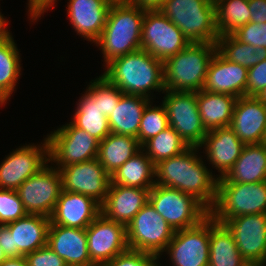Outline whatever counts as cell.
Returning a JSON list of instances; mask_svg holds the SVG:
<instances>
[{
  "label": "cell",
  "instance_id": "obj_1",
  "mask_svg": "<svg viewBox=\"0 0 266 266\" xmlns=\"http://www.w3.org/2000/svg\"><path fill=\"white\" fill-rule=\"evenodd\" d=\"M199 148L189 146L179 155L155 164V184L190 194L210 211L217 200L218 177H213L197 156Z\"/></svg>",
  "mask_w": 266,
  "mask_h": 266
},
{
  "label": "cell",
  "instance_id": "obj_2",
  "mask_svg": "<svg viewBox=\"0 0 266 266\" xmlns=\"http://www.w3.org/2000/svg\"><path fill=\"white\" fill-rule=\"evenodd\" d=\"M103 76L127 95L151 99V90L165 91L163 61L144 49L111 61L106 65Z\"/></svg>",
  "mask_w": 266,
  "mask_h": 266
},
{
  "label": "cell",
  "instance_id": "obj_3",
  "mask_svg": "<svg viewBox=\"0 0 266 266\" xmlns=\"http://www.w3.org/2000/svg\"><path fill=\"white\" fill-rule=\"evenodd\" d=\"M144 15L145 10L127 1L112 3L105 27L94 42L102 49L106 65L128 53L142 49L141 31Z\"/></svg>",
  "mask_w": 266,
  "mask_h": 266
},
{
  "label": "cell",
  "instance_id": "obj_4",
  "mask_svg": "<svg viewBox=\"0 0 266 266\" xmlns=\"http://www.w3.org/2000/svg\"><path fill=\"white\" fill-rule=\"evenodd\" d=\"M217 51L216 43H190L163 62L165 90H202L209 63Z\"/></svg>",
  "mask_w": 266,
  "mask_h": 266
},
{
  "label": "cell",
  "instance_id": "obj_5",
  "mask_svg": "<svg viewBox=\"0 0 266 266\" xmlns=\"http://www.w3.org/2000/svg\"><path fill=\"white\" fill-rule=\"evenodd\" d=\"M159 11L172 21L190 43H216L214 0H165Z\"/></svg>",
  "mask_w": 266,
  "mask_h": 266
},
{
  "label": "cell",
  "instance_id": "obj_6",
  "mask_svg": "<svg viewBox=\"0 0 266 266\" xmlns=\"http://www.w3.org/2000/svg\"><path fill=\"white\" fill-rule=\"evenodd\" d=\"M266 213V181L218 183L217 200L210 215L219 223L242 215Z\"/></svg>",
  "mask_w": 266,
  "mask_h": 266
},
{
  "label": "cell",
  "instance_id": "obj_7",
  "mask_svg": "<svg viewBox=\"0 0 266 266\" xmlns=\"http://www.w3.org/2000/svg\"><path fill=\"white\" fill-rule=\"evenodd\" d=\"M149 202L174 231L196 226L210 214L192 195L158 184L150 189Z\"/></svg>",
  "mask_w": 266,
  "mask_h": 266
},
{
  "label": "cell",
  "instance_id": "obj_8",
  "mask_svg": "<svg viewBox=\"0 0 266 266\" xmlns=\"http://www.w3.org/2000/svg\"><path fill=\"white\" fill-rule=\"evenodd\" d=\"M128 248L162 255L175 231L147 202L126 227Z\"/></svg>",
  "mask_w": 266,
  "mask_h": 266
},
{
  "label": "cell",
  "instance_id": "obj_9",
  "mask_svg": "<svg viewBox=\"0 0 266 266\" xmlns=\"http://www.w3.org/2000/svg\"><path fill=\"white\" fill-rule=\"evenodd\" d=\"M49 161L63 168L70 164L96 159L100 141L72 122L47 135Z\"/></svg>",
  "mask_w": 266,
  "mask_h": 266
},
{
  "label": "cell",
  "instance_id": "obj_10",
  "mask_svg": "<svg viewBox=\"0 0 266 266\" xmlns=\"http://www.w3.org/2000/svg\"><path fill=\"white\" fill-rule=\"evenodd\" d=\"M50 218L27 214L6 225H0V246L6 257H21L47 245Z\"/></svg>",
  "mask_w": 266,
  "mask_h": 266
},
{
  "label": "cell",
  "instance_id": "obj_11",
  "mask_svg": "<svg viewBox=\"0 0 266 266\" xmlns=\"http://www.w3.org/2000/svg\"><path fill=\"white\" fill-rule=\"evenodd\" d=\"M162 104L168 123L188 146L200 147L208 131L204 127L197 105L196 92L165 90Z\"/></svg>",
  "mask_w": 266,
  "mask_h": 266
},
{
  "label": "cell",
  "instance_id": "obj_12",
  "mask_svg": "<svg viewBox=\"0 0 266 266\" xmlns=\"http://www.w3.org/2000/svg\"><path fill=\"white\" fill-rule=\"evenodd\" d=\"M189 44L183 32L159 10L145 11L141 31L142 49L164 62Z\"/></svg>",
  "mask_w": 266,
  "mask_h": 266
},
{
  "label": "cell",
  "instance_id": "obj_13",
  "mask_svg": "<svg viewBox=\"0 0 266 266\" xmlns=\"http://www.w3.org/2000/svg\"><path fill=\"white\" fill-rule=\"evenodd\" d=\"M52 167L46 164L16 190L28 214L52 215L63 190L60 172Z\"/></svg>",
  "mask_w": 266,
  "mask_h": 266
},
{
  "label": "cell",
  "instance_id": "obj_14",
  "mask_svg": "<svg viewBox=\"0 0 266 266\" xmlns=\"http://www.w3.org/2000/svg\"><path fill=\"white\" fill-rule=\"evenodd\" d=\"M164 252L173 266H209L210 214L196 226L175 231Z\"/></svg>",
  "mask_w": 266,
  "mask_h": 266
},
{
  "label": "cell",
  "instance_id": "obj_15",
  "mask_svg": "<svg viewBox=\"0 0 266 266\" xmlns=\"http://www.w3.org/2000/svg\"><path fill=\"white\" fill-rule=\"evenodd\" d=\"M86 235L90 260L95 266H105L129 249L126 226L107 219L102 213L86 228Z\"/></svg>",
  "mask_w": 266,
  "mask_h": 266
},
{
  "label": "cell",
  "instance_id": "obj_16",
  "mask_svg": "<svg viewBox=\"0 0 266 266\" xmlns=\"http://www.w3.org/2000/svg\"><path fill=\"white\" fill-rule=\"evenodd\" d=\"M250 266L266 264V213L242 215L223 223Z\"/></svg>",
  "mask_w": 266,
  "mask_h": 266
},
{
  "label": "cell",
  "instance_id": "obj_17",
  "mask_svg": "<svg viewBox=\"0 0 266 266\" xmlns=\"http://www.w3.org/2000/svg\"><path fill=\"white\" fill-rule=\"evenodd\" d=\"M49 161L47 138L43 144H30L13 150L0 164V189L17 190L29 177L35 175Z\"/></svg>",
  "mask_w": 266,
  "mask_h": 266
},
{
  "label": "cell",
  "instance_id": "obj_18",
  "mask_svg": "<svg viewBox=\"0 0 266 266\" xmlns=\"http://www.w3.org/2000/svg\"><path fill=\"white\" fill-rule=\"evenodd\" d=\"M57 169L61 175L64 191L91 197L100 205L104 203L111 184V176L97 158Z\"/></svg>",
  "mask_w": 266,
  "mask_h": 266
},
{
  "label": "cell",
  "instance_id": "obj_19",
  "mask_svg": "<svg viewBox=\"0 0 266 266\" xmlns=\"http://www.w3.org/2000/svg\"><path fill=\"white\" fill-rule=\"evenodd\" d=\"M247 77V68L228 61L216 51L209 63L202 90L243 97L246 96Z\"/></svg>",
  "mask_w": 266,
  "mask_h": 266
},
{
  "label": "cell",
  "instance_id": "obj_20",
  "mask_svg": "<svg viewBox=\"0 0 266 266\" xmlns=\"http://www.w3.org/2000/svg\"><path fill=\"white\" fill-rule=\"evenodd\" d=\"M230 127L245 145L263 143L266 134V105L257 97L237 98Z\"/></svg>",
  "mask_w": 266,
  "mask_h": 266
},
{
  "label": "cell",
  "instance_id": "obj_21",
  "mask_svg": "<svg viewBox=\"0 0 266 266\" xmlns=\"http://www.w3.org/2000/svg\"><path fill=\"white\" fill-rule=\"evenodd\" d=\"M100 213L101 205L93 198L62 190L50 216V222L65 227L86 229Z\"/></svg>",
  "mask_w": 266,
  "mask_h": 266
},
{
  "label": "cell",
  "instance_id": "obj_22",
  "mask_svg": "<svg viewBox=\"0 0 266 266\" xmlns=\"http://www.w3.org/2000/svg\"><path fill=\"white\" fill-rule=\"evenodd\" d=\"M47 245L67 266H95L88 252L86 229L65 227L50 222Z\"/></svg>",
  "mask_w": 266,
  "mask_h": 266
},
{
  "label": "cell",
  "instance_id": "obj_23",
  "mask_svg": "<svg viewBox=\"0 0 266 266\" xmlns=\"http://www.w3.org/2000/svg\"><path fill=\"white\" fill-rule=\"evenodd\" d=\"M112 0H69L67 14L75 31L95 42L102 33Z\"/></svg>",
  "mask_w": 266,
  "mask_h": 266
},
{
  "label": "cell",
  "instance_id": "obj_24",
  "mask_svg": "<svg viewBox=\"0 0 266 266\" xmlns=\"http://www.w3.org/2000/svg\"><path fill=\"white\" fill-rule=\"evenodd\" d=\"M150 189L110 184L101 213L109 220L127 227L141 208L149 202Z\"/></svg>",
  "mask_w": 266,
  "mask_h": 266
},
{
  "label": "cell",
  "instance_id": "obj_25",
  "mask_svg": "<svg viewBox=\"0 0 266 266\" xmlns=\"http://www.w3.org/2000/svg\"><path fill=\"white\" fill-rule=\"evenodd\" d=\"M244 143L230 127L208 131L200 147H205V154L210 163L220 172L218 179L225 177L240 157Z\"/></svg>",
  "mask_w": 266,
  "mask_h": 266
},
{
  "label": "cell",
  "instance_id": "obj_26",
  "mask_svg": "<svg viewBox=\"0 0 266 266\" xmlns=\"http://www.w3.org/2000/svg\"><path fill=\"white\" fill-rule=\"evenodd\" d=\"M266 181V144L244 145L240 157L218 183H258Z\"/></svg>",
  "mask_w": 266,
  "mask_h": 266
},
{
  "label": "cell",
  "instance_id": "obj_27",
  "mask_svg": "<svg viewBox=\"0 0 266 266\" xmlns=\"http://www.w3.org/2000/svg\"><path fill=\"white\" fill-rule=\"evenodd\" d=\"M151 99L139 95L123 94L108 117L111 133L137 138L143 112Z\"/></svg>",
  "mask_w": 266,
  "mask_h": 266
},
{
  "label": "cell",
  "instance_id": "obj_28",
  "mask_svg": "<svg viewBox=\"0 0 266 266\" xmlns=\"http://www.w3.org/2000/svg\"><path fill=\"white\" fill-rule=\"evenodd\" d=\"M196 98L199 114L207 131L231 125L237 97L200 90L196 92Z\"/></svg>",
  "mask_w": 266,
  "mask_h": 266
},
{
  "label": "cell",
  "instance_id": "obj_29",
  "mask_svg": "<svg viewBox=\"0 0 266 266\" xmlns=\"http://www.w3.org/2000/svg\"><path fill=\"white\" fill-rule=\"evenodd\" d=\"M209 266H250L228 228L210 215Z\"/></svg>",
  "mask_w": 266,
  "mask_h": 266
},
{
  "label": "cell",
  "instance_id": "obj_30",
  "mask_svg": "<svg viewBox=\"0 0 266 266\" xmlns=\"http://www.w3.org/2000/svg\"><path fill=\"white\" fill-rule=\"evenodd\" d=\"M141 149L137 138L110 133L100 141L97 159L105 171L112 176L119 167Z\"/></svg>",
  "mask_w": 266,
  "mask_h": 266
},
{
  "label": "cell",
  "instance_id": "obj_31",
  "mask_svg": "<svg viewBox=\"0 0 266 266\" xmlns=\"http://www.w3.org/2000/svg\"><path fill=\"white\" fill-rule=\"evenodd\" d=\"M155 164L141 149L111 176V184L151 189L155 185Z\"/></svg>",
  "mask_w": 266,
  "mask_h": 266
},
{
  "label": "cell",
  "instance_id": "obj_32",
  "mask_svg": "<svg viewBox=\"0 0 266 266\" xmlns=\"http://www.w3.org/2000/svg\"><path fill=\"white\" fill-rule=\"evenodd\" d=\"M85 92L79 99L71 122L76 127L85 130L92 137L102 141L111 133L108 118L101 112L94 96L88 90Z\"/></svg>",
  "mask_w": 266,
  "mask_h": 266
},
{
  "label": "cell",
  "instance_id": "obj_33",
  "mask_svg": "<svg viewBox=\"0 0 266 266\" xmlns=\"http://www.w3.org/2000/svg\"><path fill=\"white\" fill-rule=\"evenodd\" d=\"M20 54L16 43L10 35L0 41V98L6 103L15 90L20 77Z\"/></svg>",
  "mask_w": 266,
  "mask_h": 266
},
{
  "label": "cell",
  "instance_id": "obj_34",
  "mask_svg": "<svg viewBox=\"0 0 266 266\" xmlns=\"http://www.w3.org/2000/svg\"><path fill=\"white\" fill-rule=\"evenodd\" d=\"M216 47L225 59L247 69L266 59V48L243 43L233 34L220 35Z\"/></svg>",
  "mask_w": 266,
  "mask_h": 266
},
{
  "label": "cell",
  "instance_id": "obj_35",
  "mask_svg": "<svg viewBox=\"0 0 266 266\" xmlns=\"http://www.w3.org/2000/svg\"><path fill=\"white\" fill-rule=\"evenodd\" d=\"M216 29L219 35L232 34L250 22L248 0H214Z\"/></svg>",
  "mask_w": 266,
  "mask_h": 266
},
{
  "label": "cell",
  "instance_id": "obj_36",
  "mask_svg": "<svg viewBox=\"0 0 266 266\" xmlns=\"http://www.w3.org/2000/svg\"><path fill=\"white\" fill-rule=\"evenodd\" d=\"M141 147L152 162L157 164L162 160L179 155L189 146L179 134L169 126L158 135L146 141Z\"/></svg>",
  "mask_w": 266,
  "mask_h": 266
},
{
  "label": "cell",
  "instance_id": "obj_37",
  "mask_svg": "<svg viewBox=\"0 0 266 266\" xmlns=\"http://www.w3.org/2000/svg\"><path fill=\"white\" fill-rule=\"evenodd\" d=\"M148 104L143 112L138 130V142L142 146L150 138L158 135L169 127L165 106H151Z\"/></svg>",
  "mask_w": 266,
  "mask_h": 266
},
{
  "label": "cell",
  "instance_id": "obj_38",
  "mask_svg": "<svg viewBox=\"0 0 266 266\" xmlns=\"http://www.w3.org/2000/svg\"><path fill=\"white\" fill-rule=\"evenodd\" d=\"M92 81L87 90L94 96L95 102H98L103 115L108 118L124 93L103 75Z\"/></svg>",
  "mask_w": 266,
  "mask_h": 266
},
{
  "label": "cell",
  "instance_id": "obj_39",
  "mask_svg": "<svg viewBox=\"0 0 266 266\" xmlns=\"http://www.w3.org/2000/svg\"><path fill=\"white\" fill-rule=\"evenodd\" d=\"M27 214L16 190L0 189V225L14 222Z\"/></svg>",
  "mask_w": 266,
  "mask_h": 266
},
{
  "label": "cell",
  "instance_id": "obj_40",
  "mask_svg": "<svg viewBox=\"0 0 266 266\" xmlns=\"http://www.w3.org/2000/svg\"><path fill=\"white\" fill-rule=\"evenodd\" d=\"M159 257L160 255L128 249L115 256L105 266H158Z\"/></svg>",
  "mask_w": 266,
  "mask_h": 266
},
{
  "label": "cell",
  "instance_id": "obj_41",
  "mask_svg": "<svg viewBox=\"0 0 266 266\" xmlns=\"http://www.w3.org/2000/svg\"><path fill=\"white\" fill-rule=\"evenodd\" d=\"M232 34L243 43L266 48V23L249 22Z\"/></svg>",
  "mask_w": 266,
  "mask_h": 266
},
{
  "label": "cell",
  "instance_id": "obj_42",
  "mask_svg": "<svg viewBox=\"0 0 266 266\" xmlns=\"http://www.w3.org/2000/svg\"><path fill=\"white\" fill-rule=\"evenodd\" d=\"M28 266H67L48 245L25 255Z\"/></svg>",
  "mask_w": 266,
  "mask_h": 266
},
{
  "label": "cell",
  "instance_id": "obj_43",
  "mask_svg": "<svg viewBox=\"0 0 266 266\" xmlns=\"http://www.w3.org/2000/svg\"><path fill=\"white\" fill-rule=\"evenodd\" d=\"M266 87V59L248 69L246 96L256 97Z\"/></svg>",
  "mask_w": 266,
  "mask_h": 266
},
{
  "label": "cell",
  "instance_id": "obj_44",
  "mask_svg": "<svg viewBox=\"0 0 266 266\" xmlns=\"http://www.w3.org/2000/svg\"><path fill=\"white\" fill-rule=\"evenodd\" d=\"M250 22L266 23V0H248Z\"/></svg>",
  "mask_w": 266,
  "mask_h": 266
},
{
  "label": "cell",
  "instance_id": "obj_45",
  "mask_svg": "<svg viewBox=\"0 0 266 266\" xmlns=\"http://www.w3.org/2000/svg\"><path fill=\"white\" fill-rule=\"evenodd\" d=\"M28 13H29V18L31 20L35 21L41 17V15L45 12L48 11L47 9L49 7L54 6L56 0H28Z\"/></svg>",
  "mask_w": 266,
  "mask_h": 266
},
{
  "label": "cell",
  "instance_id": "obj_46",
  "mask_svg": "<svg viewBox=\"0 0 266 266\" xmlns=\"http://www.w3.org/2000/svg\"><path fill=\"white\" fill-rule=\"evenodd\" d=\"M165 0H128L133 6H137L145 11L159 10Z\"/></svg>",
  "mask_w": 266,
  "mask_h": 266
},
{
  "label": "cell",
  "instance_id": "obj_47",
  "mask_svg": "<svg viewBox=\"0 0 266 266\" xmlns=\"http://www.w3.org/2000/svg\"><path fill=\"white\" fill-rule=\"evenodd\" d=\"M0 266H28L25 256L21 257H7L4 259Z\"/></svg>",
  "mask_w": 266,
  "mask_h": 266
},
{
  "label": "cell",
  "instance_id": "obj_48",
  "mask_svg": "<svg viewBox=\"0 0 266 266\" xmlns=\"http://www.w3.org/2000/svg\"><path fill=\"white\" fill-rule=\"evenodd\" d=\"M7 23V19H4L3 15L0 12V41H3L11 35V33L7 30Z\"/></svg>",
  "mask_w": 266,
  "mask_h": 266
},
{
  "label": "cell",
  "instance_id": "obj_49",
  "mask_svg": "<svg viewBox=\"0 0 266 266\" xmlns=\"http://www.w3.org/2000/svg\"><path fill=\"white\" fill-rule=\"evenodd\" d=\"M256 97L266 105V87Z\"/></svg>",
  "mask_w": 266,
  "mask_h": 266
},
{
  "label": "cell",
  "instance_id": "obj_50",
  "mask_svg": "<svg viewBox=\"0 0 266 266\" xmlns=\"http://www.w3.org/2000/svg\"><path fill=\"white\" fill-rule=\"evenodd\" d=\"M6 258L7 257H6V255L4 253V251L2 250V247L0 246V263Z\"/></svg>",
  "mask_w": 266,
  "mask_h": 266
},
{
  "label": "cell",
  "instance_id": "obj_51",
  "mask_svg": "<svg viewBox=\"0 0 266 266\" xmlns=\"http://www.w3.org/2000/svg\"><path fill=\"white\" fill-rule=\"evenodd\" d=\"M114 2H123V1H128V0H112Z\"/></svg>",
  "mask_w": 266,
  "mask_h": 266
},
{
  "label": "cell",
  "instance_id": "obj_52",
  "mask_svg": "<svg viewBox=\"0 0 266 266\" xmlns=\"http://www.w3.org/2000/svg\"><path fill=\"white\" fill-rule=\"evenodd\" d=\"M5 104V102L0 98V106Z\"/></svg>",
  "mask_w": 266,
  "mask_h": 266
},
{
  "label": "cell",
  "instance_id": "obj_53",
  "mask_svg": "<svg viewBox=\"0 0 266 266\" xmlns=\"http://www.w3.org/2000/svg\"><path fill=\"white\" fill-rule=\"evenodd\" d=\"M263 143L266 144V134H265V137H264Z\"/></svg>",
  "mask_w": 266,
  "mask_h": 266
}]
</instances>
